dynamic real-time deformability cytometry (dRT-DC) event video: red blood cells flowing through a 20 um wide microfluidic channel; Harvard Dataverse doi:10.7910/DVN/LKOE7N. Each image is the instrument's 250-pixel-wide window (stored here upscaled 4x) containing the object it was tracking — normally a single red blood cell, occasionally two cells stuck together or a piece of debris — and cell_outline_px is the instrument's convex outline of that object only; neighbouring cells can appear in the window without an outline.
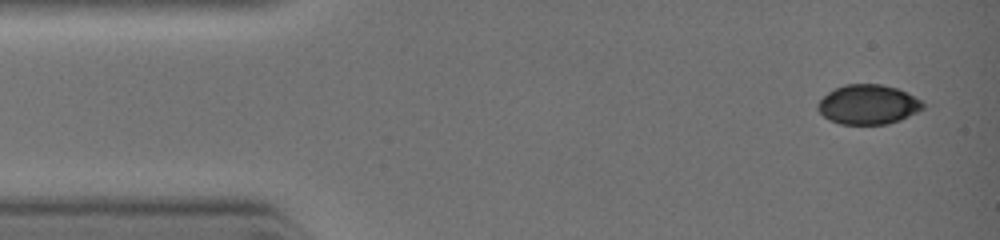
{"species": "common noctule bat (a hibernating species)", "species_latin": "Nyctalus noctula", "temperature_condition": "warm", "stored_images_in_passage": 5, "camera_frame_rate_fps": 3000, "um_per_image_px": 0.085, "animal": {"sex": "female", "body_mass_g": 19.0, "forearm_length_mm": 51.5}, "frame": {"image": 1, "passage_image": 1, "time_ms": 0.0, "image_size_px": [1000, 240], "cell_outline_px": [[924, 108], [900, 120], [888, 124], [840, 124], [828, 120], [816, 108], [816, 104], [828, 92], [844, 84], [880, 84], [896, 88], [920, 100], [924, 104]], "centroid_in_image_um": [73.75, 8.89], "position_along_channel_um": 11.3, "area_um2": 24.1}}
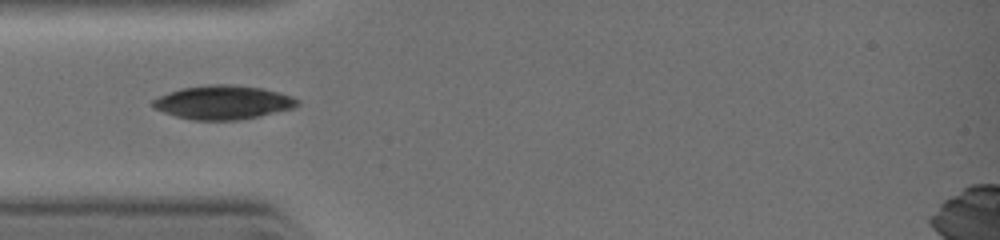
{"frame": {"image": 2, "passage_image": 5, "time_ms": 2.667, "image_size_px": [1000, 240], "cell_outline_px": [[300, 104], [292, 108], [256, 116], [236, 120], [196, 120], [176, 116], [152, 108], [152, 100], [168, 92], [180, 88], [208, 84], [232, 84], [260, 88], [280, 92], [292, 96], [300, 100]], "centroid_in_image_um": [18.94, 8.68], "position_along_channel_um": 66.1, "area_um2": 28.38}}